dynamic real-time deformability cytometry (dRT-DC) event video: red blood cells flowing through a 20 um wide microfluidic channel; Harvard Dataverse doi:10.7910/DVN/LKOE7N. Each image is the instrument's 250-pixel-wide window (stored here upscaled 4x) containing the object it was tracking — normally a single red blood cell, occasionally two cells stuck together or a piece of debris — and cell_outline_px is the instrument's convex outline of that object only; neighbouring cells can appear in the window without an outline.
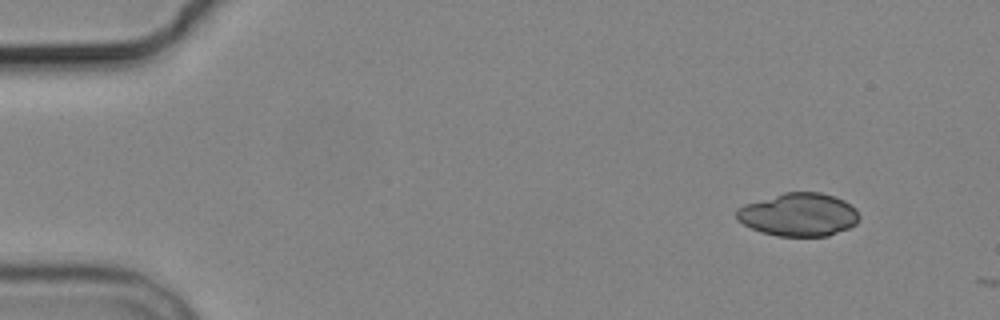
{"species": "common noctule bat (a hibernating species)", "species_latin": "Nyctalus noctula", "temperature_condition": "cold", "stored_images_in_passage": 3, "camera_frame_rate_fps": 3000, "um_per_image_px": 0.085, "animal": {"sex": "male", "body_mass_g": 19.2, "forearm_length_mm": 51.8}, "frame": {"image": 1, "passage_image": 1, "time_ms": 0.0, "image_size_px": [1000, 320], "cell_outline_px": [[860, 216], [856, 224], [848, 228], [828, 236], [776, 236], [760, 232], [736, 220], [736, 208], [744, 204], [784, 192], [820, 192], [844, 200], [856, 208]], "centroid_in_image_um": [67.87, 18.24], "position_along_channel_um": 17.1, "area_um2": 30.98}}